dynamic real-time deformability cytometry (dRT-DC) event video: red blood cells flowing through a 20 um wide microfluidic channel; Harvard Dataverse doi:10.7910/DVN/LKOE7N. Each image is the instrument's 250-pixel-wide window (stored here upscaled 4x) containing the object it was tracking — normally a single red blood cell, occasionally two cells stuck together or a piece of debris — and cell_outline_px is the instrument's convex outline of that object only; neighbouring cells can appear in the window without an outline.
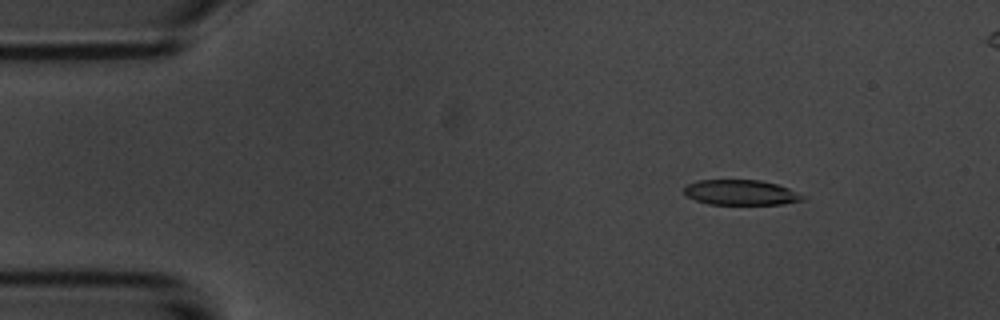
{"species": "common noctule bat (a hibernating species)", "species_latin": "Nyctalus noctula", "temperature_condition": "room temperature", "stored_images_in_passage": 5, "camera_frame_rate_fps": 3000, "um_per_image_px": 0.085, "animal": {"sex": "male", "body_mass_g": 20.1, "forearm_length_mm": 53.5}, "frame": {"image": 1, "passage_image": 2, "time_ms": 1.0, "image_size_px": [1000, 320], "cell_outline_px": [[804, 200], [784, 204], [708, 204], [684, 196], [684, 184], [696, 180], [760, 180], [776, 184], [788, 188], [804, 196]], "centroid_in_image_um": [62.9, 16.36], "position_along_channel_um": 22.1, "area_um2": 17.51}}